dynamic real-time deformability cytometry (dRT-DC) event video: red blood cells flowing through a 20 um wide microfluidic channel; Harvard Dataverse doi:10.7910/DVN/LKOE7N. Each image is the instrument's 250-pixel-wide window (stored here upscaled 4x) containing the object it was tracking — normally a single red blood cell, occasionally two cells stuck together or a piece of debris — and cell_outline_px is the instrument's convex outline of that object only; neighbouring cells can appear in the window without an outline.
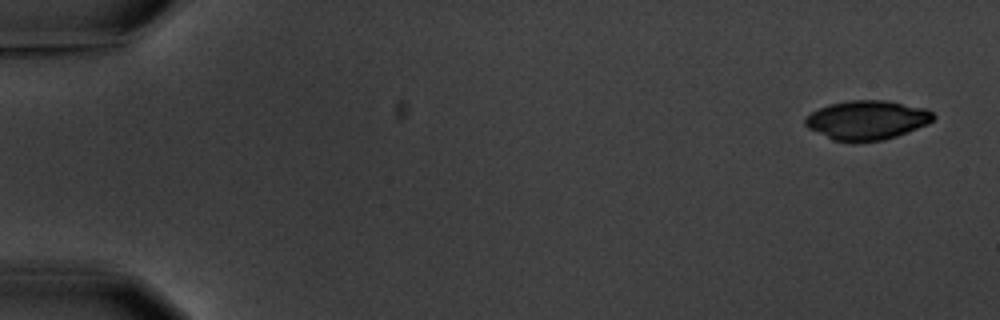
{"species": "common noctule bat (a hibernating species)", "species_latin": "Nyctalus noctula", "temperature_condition": "warm", "stored_images_in_passage": 6, "camera_frame_rate_fps": 3000, "um_per_image_px": 0.085, "animal": {"sex": "male", "body_mass_g": 20.1, "forearm_length_mm": 53.5}, "frame": {"image": 1, "passage_image": 1, "time_ms": 0.0, "image_size_px": [1000, 320], "cell_outline_px": [[936, 116], [928, 124], [896, 136], [884, 140], [852, 144], [832, 140], [808, 128], [804, 124], [804, 116], [820, 108], [832, 104], [852, 100], [884, 100], [928, 108]], "centroid_in_image_um": [73.68, 10.23], "position_along_channel_um": 11.3, "area_um2": 29.65}}